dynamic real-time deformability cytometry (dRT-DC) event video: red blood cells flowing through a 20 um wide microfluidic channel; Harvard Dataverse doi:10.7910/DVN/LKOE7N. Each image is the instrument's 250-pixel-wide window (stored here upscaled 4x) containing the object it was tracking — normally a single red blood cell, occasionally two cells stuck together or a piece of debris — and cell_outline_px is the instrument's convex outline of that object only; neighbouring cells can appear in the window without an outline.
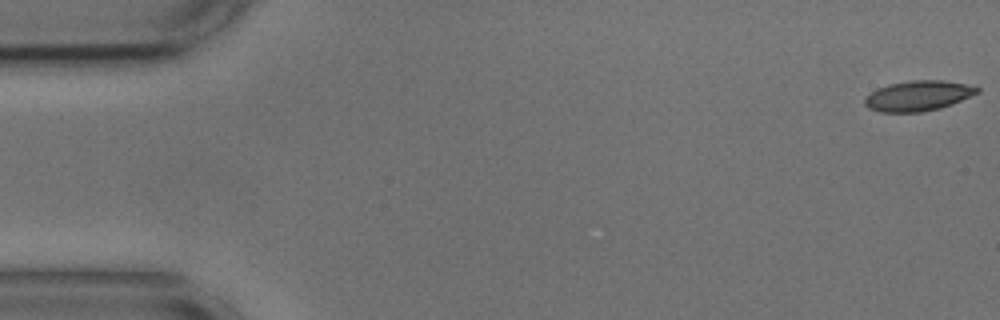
{"species": "common noctule bat (a hibernating species)", "species_latin": "Nyctalus noctula", "temperature_condition": "cold", "stored_images_in_passage": 54, "camera_frame_rate_fps": 3000, "um_per_image_px": 0.085, "animal": {"sex": "male", "body_mass_g": 17.9, "forearm_length_mm": 54.2}, "frame": {"image": 1, "passage_image": 1, "time_ms": 0.0, "image_size_px": [1000, 320], "cell_outline_px": [[980, 92], [952, 104], [940, 108], [920, 112], [880, 112], [868, 108], [864, 104], [864, 100], [876, 88], [888, 84], [912, 80], [944, 80], [968, 84], [980, 88]], "centroid_in_image_um": [78.05, 8.13], "position_along_channel_um": 6.9, "area_um2": 19.88}}
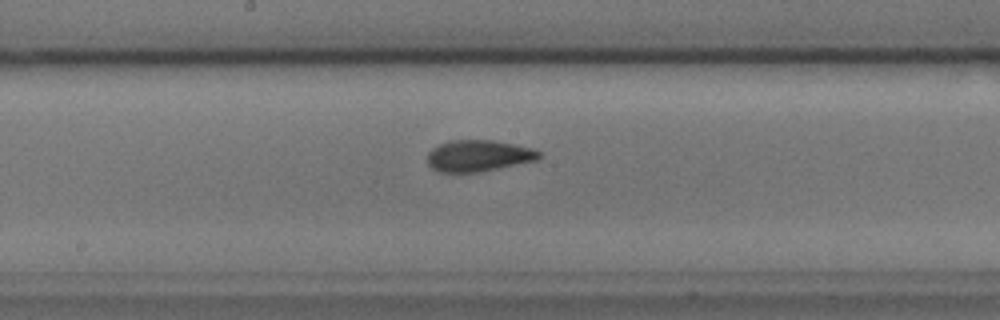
{"frame": {"image": 2, "passage_image": 28, "time_ms": 9.0, "image_size_px": [1000, 320], "cell_outline_px": [[544, 156], [536, 160], [480, 172], [440, 172], [432, 168], [428, 164], [428, 152], [432, 148], [440, 144], [452, 140], [492, 140], [532, 148], [540, 152]], "centroid_in_image_um": [40.67, 13.24], "position_along_channel_um": 207.5, "area_um2": 20.35}}
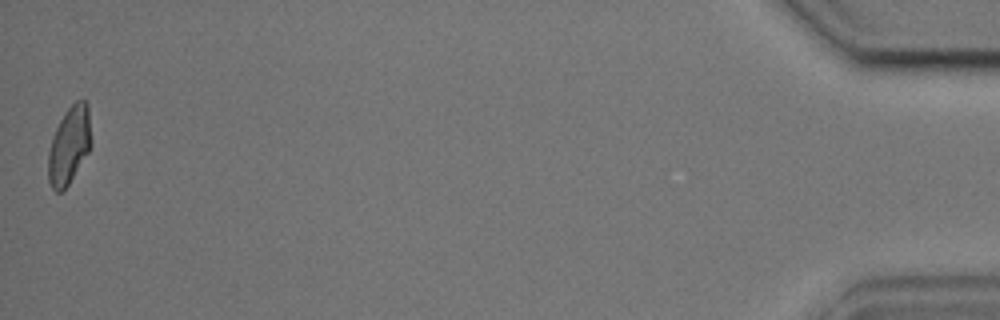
{"frame": {"image": 3, "passage_image": 54, "time_ms": 17.667, "image_size_px": [1000, 320], "cell_outline_px": [[92, 144], [88, 152], [68, 184], [60, 192], [56, 192], [52, 188], [48, 180], [48, 152], [52, 136], [60, 120], [68, 108], [76, 100], [84, 100], [88, 104], [92, 140]], "centroid_in_image_um": [5.89, 12.33], "position_along_channel_um": 429.3, "area_um2": 19.36}, "authors_computed_cell_mechanics": {"area_um2": 20.0566, "velocity_mm_per_s": 3.6753, "shape_relaxation_time_tau1_ms": 6.4661, "shape_relaxation_time_tau2_ms": 2.0043, "deformation_change_tau1": 0.1505, "deformation_change_tau2": 0.0776}}